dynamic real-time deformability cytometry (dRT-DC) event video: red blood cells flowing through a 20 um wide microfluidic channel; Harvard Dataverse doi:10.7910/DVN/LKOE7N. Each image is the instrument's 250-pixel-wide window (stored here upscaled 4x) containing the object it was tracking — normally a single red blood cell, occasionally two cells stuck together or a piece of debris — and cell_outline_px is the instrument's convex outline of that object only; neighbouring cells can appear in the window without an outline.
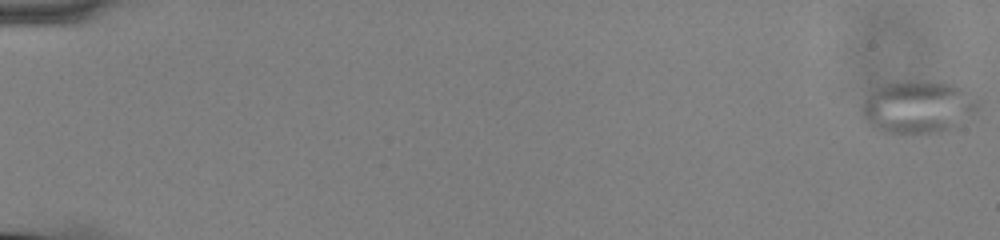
{"species": "common noctule bat (a hibernating species)", "species_latin": "Nyctalus noctula", "temperature_condition": "cold", "stored_images_in_passage": 57, "camera_frame_rate_fps": 3000, "um_per_image_px": 0.085, "animal": {"sex": "male", "body_mass_g": 13.0, "forearm_length_mm": 53.1}, "frame": {"image": 1, "passage_image": 1, "time_ms": 0.0, "image_size_px": [1000, 240], "cell_outline_px": [[980, 104], [956, 128], [940, 132], [884, 132], [876, 128], [864, 116], [860, 108], [860, 104], [876, 88], [888, 84], [912, 80], [924, 80], [948, 84], [960, 88], [968, 92]], "centroid_in_image_um": [78.02, 9.08], "position_along_channel_um": 7.0, "area_um2": 34.8}}
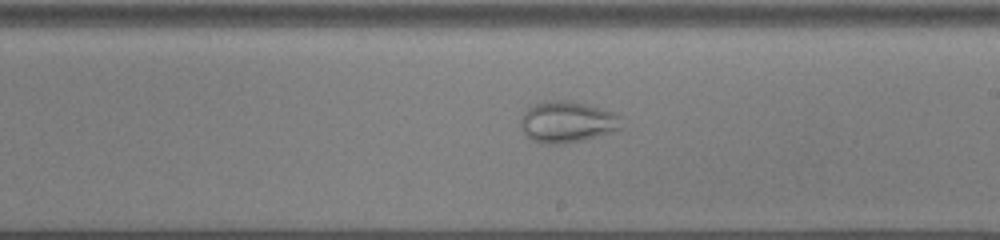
{"frame": {"image": 2, "passage_image": 35, "time_ms": 11.333, "image_size_px": [1000, 240], "cell_outline_px": [[624, 128], [612, 132], [580, 140], [556, 144], [540, 144], [532, 140], [520, 128], [520, 120], [524, 112], [528, 108], [544, 100], [572, 100], [588, 104], [612, 112], [620, 116]], "centroid_in_image_um": [48.21, 10.35], "position_along_channel_um": 240.8, "area_um2": 24.39}}
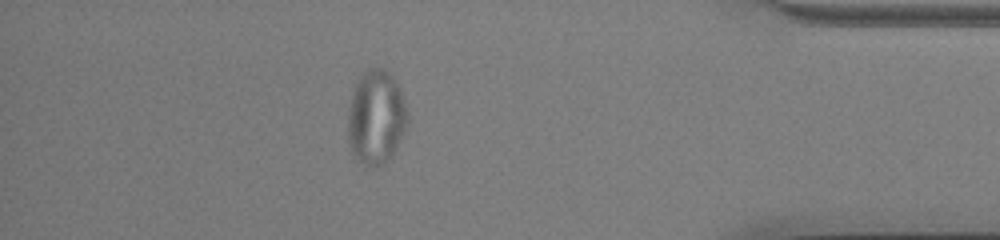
{"frame": {"image": 3, "passage_image": 51, "time_ms": 16.667, "image_size_px": [1000, 240], "cell_outline_px": [[408, 120], [404, 132], [392, 156], [384, 164], [372, 168], [360, 164], [356, 160], [352, 152], [348, 140], [348, 108], [352, 92], [360, 76], [368, 68], [384, 68], [396, 80], [400, 88], [408, 112]], "centroid_in_image_um": [31.96, 10.0], "position_along_channel_um": 403.2, "area_um2": 33.18}}